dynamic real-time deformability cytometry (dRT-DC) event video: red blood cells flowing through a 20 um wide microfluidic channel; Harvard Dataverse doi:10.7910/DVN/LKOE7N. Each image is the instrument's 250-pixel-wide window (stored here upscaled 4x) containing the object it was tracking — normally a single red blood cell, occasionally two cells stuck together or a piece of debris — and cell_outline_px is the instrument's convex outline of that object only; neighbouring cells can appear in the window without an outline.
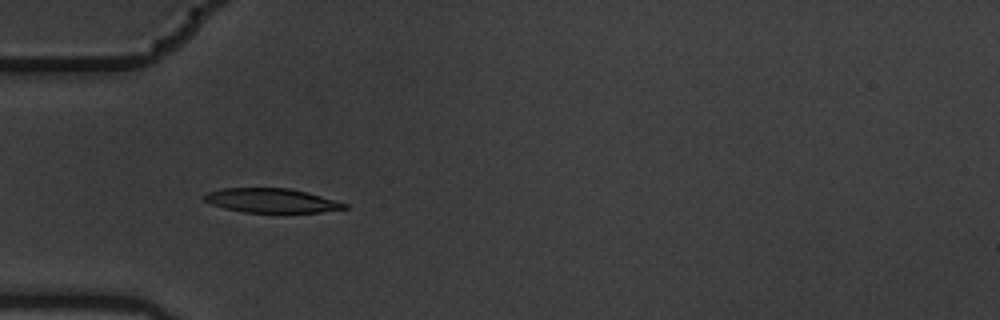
{"species": "common noctule bat (a hibernating species)", "species_latin": "Nyctalus noctula", "temperature_condition": "warm", "stored_images_in_passage": 7, "camera_frame_rate_fps": 3000, "um_per_image_px": 0.085, "animal": {"sex": "male", "body_mass_g": 19.5, "forearm_length_mm": 54.6}, "frame": {"image": 1, "passage_image": 5, "time_ms": 1.333, "image_size_px": [1000, 320], "cell_outline_px": [[348, 208], [320, 212], [244, 212], [224, 208], [212, 204], [204, 200], [200, 196], [208, 192], [224, 188], [288, 188], [308, 192], [348, 204]], "centroid_in_image_um": [23.06, 17.04], "position_along_channel_um": 61.9, "area_um2": 19.71}}
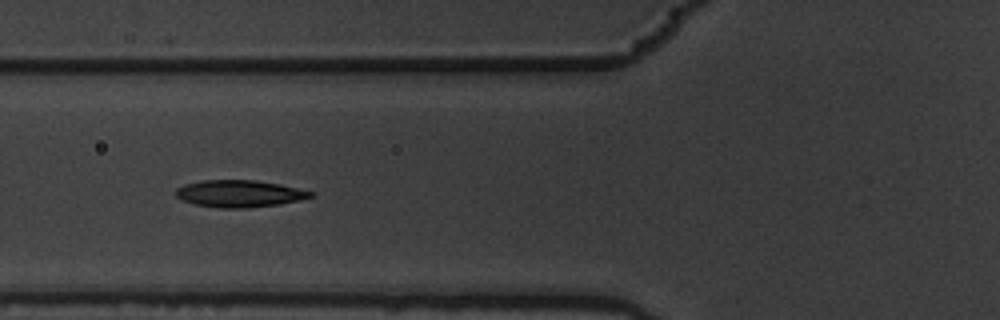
{"frame": {"image": 2, "passage_image": 6, "time_ms": 1.667, "image_size_px": [1000, 320], "cell_outline_px": [[312, 196], [300, 200], [280, 204], [248, 208], [220, 208], [196, 204], [180, 200], [176, 196], [176, 188], [184, 184], [200, 180], [252, 180], [280, 184], [312, 192]], "centroid_in_image_um": [20.29, 16.46], "position_along_channel_um": 105.5, "area_um2": 21.15}}
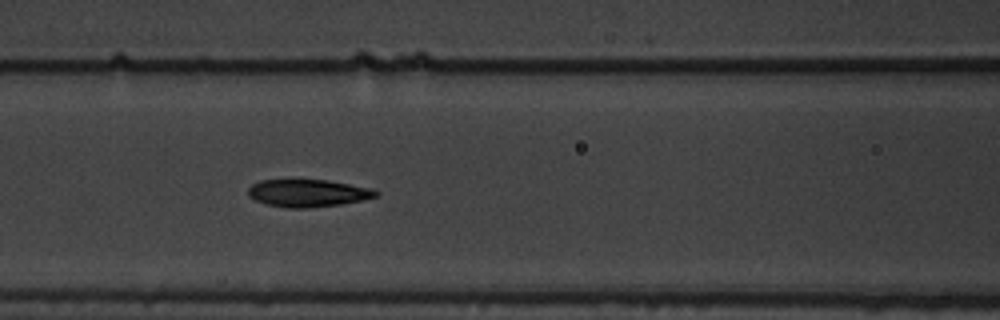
{"frame": {"image": 3, "passage_image": 7, "time_ms": 2.0, "image_size_px": [1000, 320], "cell_outline_px": [[380, 192], [376, 196], [360, 200], [340, 204], [308, 208], [288, 208], [264, 204], [248, 196], [248, 188], [252, 184], [260, 180], [292, 176], [328, 180], [376, 188]], "centroid_in_image_um": [26.12, 16.35], "position_along_channel_um": 140.5, "area_um2": 21.56}}